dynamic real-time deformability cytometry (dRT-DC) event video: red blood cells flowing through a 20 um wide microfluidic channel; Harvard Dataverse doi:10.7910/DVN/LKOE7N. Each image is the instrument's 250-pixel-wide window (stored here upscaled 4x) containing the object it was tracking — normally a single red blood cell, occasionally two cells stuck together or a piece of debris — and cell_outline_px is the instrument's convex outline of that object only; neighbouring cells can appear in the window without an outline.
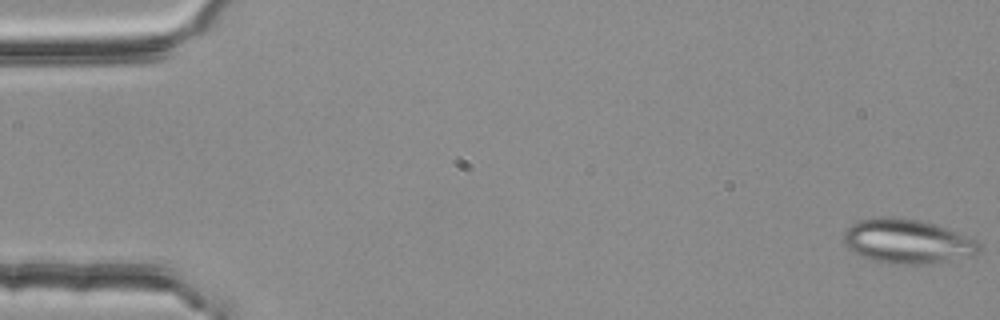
{"species": "common noctule bat (a hibernating species)", "species_latin": "Nyctalus noctula", "temperature_condition": "room temperature", "stored_images_in_passage": 4, "camera_frame_rate_fps": 3000, "um_per_image_px": 0.085, "animal": {"sex": "female", "body_mass_g": 25.1}, "frame": {"image": 1, "passage_image": 1, "time_ms": 0.0, "image_size_px": [1000, 320], "cell_outline_px": [[984, 248], [980, 252], [972, 256], [936, 264], [892, 264], [872, 260], [848, 248], [844, 240], [844, 232], [852, 224], [860, 220], [880, 216], [896, 216], [920, 220], [936, 224], [976, 240]], "centroid_in_image_um": [77.18, 20.52], "position_along_channel_um": 7.8, "area_um2": 35.32}}